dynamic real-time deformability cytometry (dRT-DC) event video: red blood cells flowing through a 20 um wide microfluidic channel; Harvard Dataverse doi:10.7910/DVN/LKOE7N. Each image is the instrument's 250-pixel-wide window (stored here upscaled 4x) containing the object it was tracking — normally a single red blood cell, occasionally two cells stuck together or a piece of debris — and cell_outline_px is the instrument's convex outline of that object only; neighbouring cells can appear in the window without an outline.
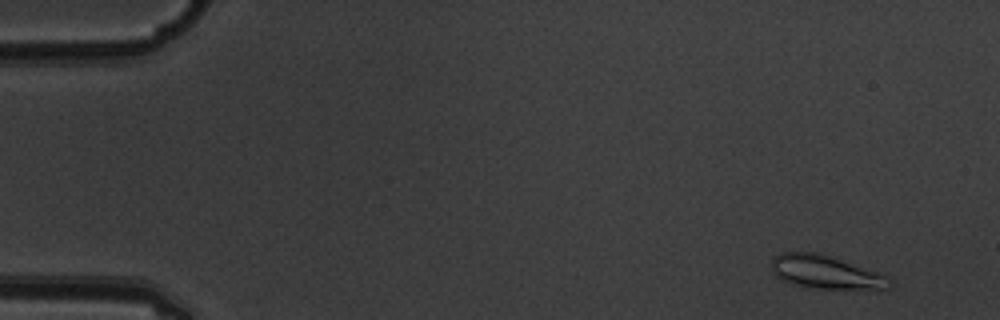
{"species": "common noctule bat (a hibernating species)", "species_latin": "Nyctalus noctula", "temperature_condition": "warm", "stored_images_in_passage": 10, "camera_frame_rate_fps": 3000, "um_per_image_px": 0.085, "animal": {"sex": "male", "body_mass_g": 19.5, "forearm_length_mm": 54.6}, "frame": {"image": 1, "passage_image": 2, "time_ms": 0.333, "image_size_px": [1000, 320], "cell_outline_px": [[892, 284], [884, 288], [808, 288], [784, 280], [776, 276], [772, 268], [772, 256], [784, 252], [816, 252], [880, 272], [888, 276]], "centroid_in_image_um": [70.16, 23.11], "position_along_channel_um": 14.8, "area_um2": 22.48}}
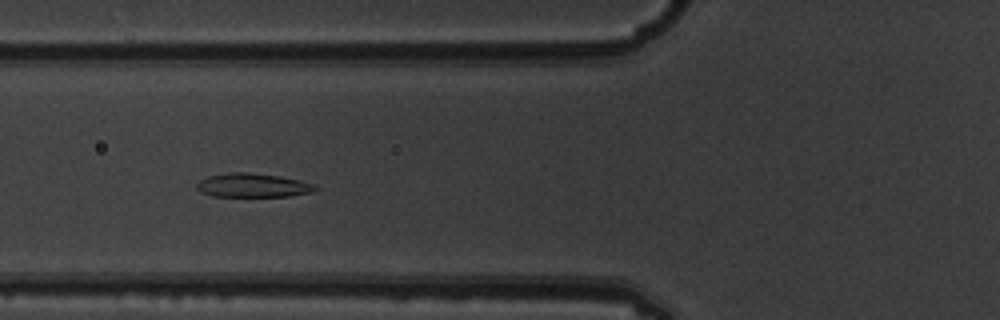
{"frame": {"image": 2, "passage_image": 7, "time_ms": 2.0, "image_size_px": [1000, 320], "cell_outline_px": [[320, 188], [312, 192], [288, 196], [212, 196], [200, 192], [196, 188], [196, 184], [200, 180], [208, 176], [228, 172], [248, 172], [280, 176], [300, 180], [316, 184]], "centroid_in_image_um": [21.5, 15.75], "position_along_channel_um": 104.3, "area_um2": 16.65}}
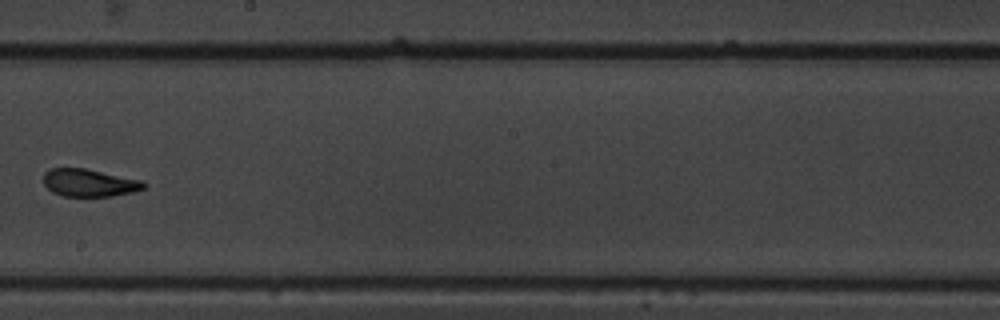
{"frame": {"image": 3, "passage_image": 10, "time_ms": 3.0, "image_size_px": [1000, 320], "cell_outline_px": [[148, 184], [144, 188], [132, 192], [112, 196], [64, 196], [52, 192], [44, 184], [44, 172], [52, 168], [84, 168], [144, 180]], "centroid_in_image_um": [7.62, 15.53], "position_along_channel_um": 240.6, "area_um2": 16.18}}